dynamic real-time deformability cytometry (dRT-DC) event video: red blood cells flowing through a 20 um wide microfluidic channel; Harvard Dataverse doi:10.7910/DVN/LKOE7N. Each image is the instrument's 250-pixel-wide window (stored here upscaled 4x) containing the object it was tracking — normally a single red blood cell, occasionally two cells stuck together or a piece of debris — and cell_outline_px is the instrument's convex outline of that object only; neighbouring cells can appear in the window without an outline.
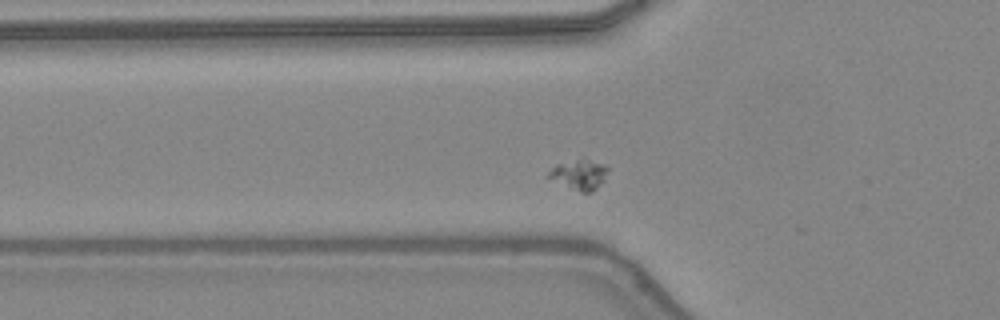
{"species": "common noctule bat (a hibernating species)", "species_latin": "Nyctalus noctula", "temperature_condition": "warm", "stored_images_in_passage": 22, "camera_frame_rate_fps": 3000, "um_per_image_px": 0.085, "animal": {"sex": "female", "body_mass_g": 24.6, "forearm_length_mm": 56.2}, "frame": {"image": 1, "passage_image": 7, "time_ms": 2.0, "image_size_px": [1000, 320], "cell_outline_px": [[608, 168], [604, 180], [592, 192], [580, 192], [544, 176], [556, 164], [580, 156], [604, 164]], "centroid_in_image_um": [49.21, 14.79], "position_along_channel_um": 76.6, "area_um2": 10.64}}
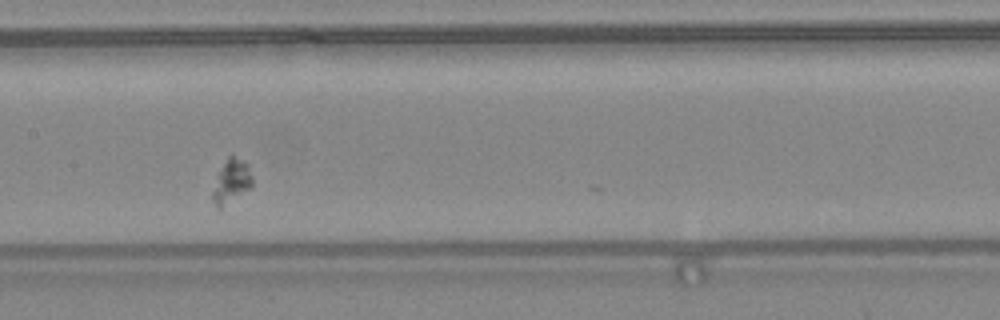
{"frame": {"image": 2, "passage_image": 15, "time_ms": 4.667, "image_size_px": [1000, 320], "cell_outline_px": [[252, 188], [220, 212], [216, 208], [212, 200], [212, 192], [216, 172], [228, 156], [232, 152], [248, 164], [252, 176]], "centroid_in_image_um": [19.64, 15.46], "position_along_channel_um": 187.8, "area_um2": 11.1}}
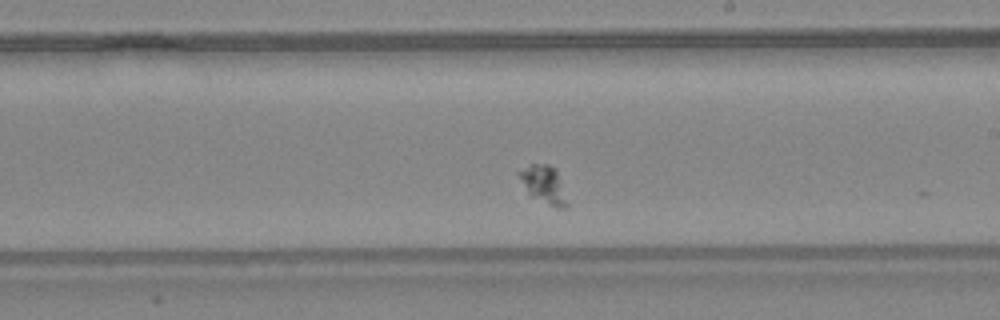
{"frame": {"image": 3, "passage_image": 19, "time_ms": 6.0, "image_size_px": [1000, 320], "cell_outline_px": [[568, 208], [556, 208], [532, 196], [528, 192], [516, 172], [532, 164], [548, 164], [556, 168], [568, 204]], "centroid_in_image_um": [46.24, 15.68], "position_along_channel_um": 242.8, "area_um2": 10.35}}